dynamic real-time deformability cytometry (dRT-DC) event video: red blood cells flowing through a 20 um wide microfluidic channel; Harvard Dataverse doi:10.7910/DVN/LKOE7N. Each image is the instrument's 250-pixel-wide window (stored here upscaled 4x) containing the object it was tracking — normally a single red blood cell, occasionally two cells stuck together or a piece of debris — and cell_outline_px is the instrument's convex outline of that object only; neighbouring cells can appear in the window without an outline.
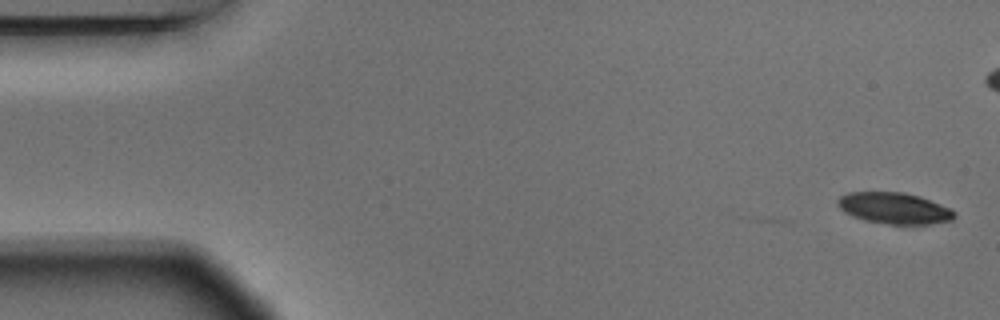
{"species": "Egyptian fruit bat (a non-hibernating species)", "species_latin": "Rousettus aegyptiacus", "temperature_condition": "warm", "stored_images_in_passage": 6, "camera_frame_rate_fps": 3000, "um_per_image_px": 0.085, "animal": {"sex": "male"}, "frame": {"image": 1, "passage_image": 1, "time_ms": 0.0, "image_size_px": [1000, 320], "cell_outline_px": [[956, 216], [952, 220], [928, 224], [888, 224], [864, 220], [852, 216], [844, 212], [836, 204], [836, 200], [840, 196], [848, 192], [904, 192], [920, 196], [940, 204], [956, 212]], "centroid_in_image_um": [75.98, 17.69], "position_along_channel_um": 9.0, "area_um2": 21.33}}